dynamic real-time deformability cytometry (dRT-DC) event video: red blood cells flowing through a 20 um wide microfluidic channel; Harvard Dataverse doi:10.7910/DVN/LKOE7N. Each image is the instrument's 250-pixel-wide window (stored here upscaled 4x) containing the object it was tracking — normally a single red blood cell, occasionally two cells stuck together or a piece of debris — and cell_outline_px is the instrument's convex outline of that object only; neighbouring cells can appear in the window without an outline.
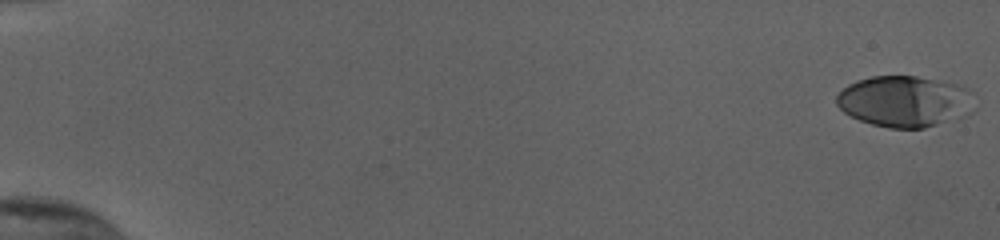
{"species": "human", "species_latin": "Homo sapiens", "temperature_condition": "cold", "stored_images_in_passage": 55, "camera_frame_rate_fps": 3000, "um_per_image_px": 0.085, "donor": {"sex": "female"}, "frame": {"image": 1, "passage_image": 1, "time_ms": 0.0, "image_size_px": [1000, 240], "cell_outline_px": [[976, 108], [968, 116], [956, 120], [924, 128], [888, 128], [872, 124], [860, 120], [844, 112], [836, 104], [836, 96], [848, 84], [856, 80], [872, 76], [916, 76], [956, 84], [968, 88]], "centroid_in_image_um": [76.94, 8.63], "position_along_channel_um": 8.1, "area_um2": 41.5}}
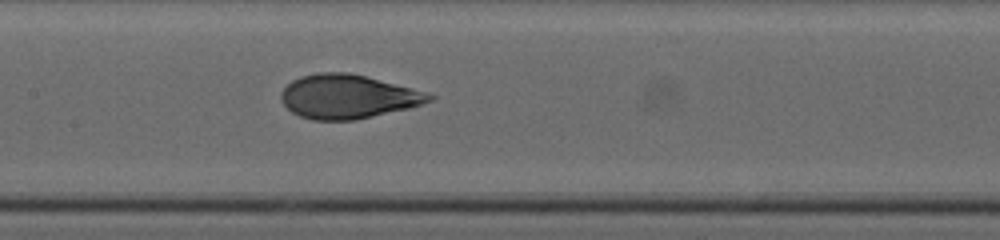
{"frame": {"image": 2, "passage_image": 29, "time_ms": 9.333, "image_size_px": [1000, 240], "cell_outline_px": [[436, 96], [432, 100], [408, 108], [356, 120], [312, 120], [300, 116], [292, 112], [280, 100], [280, 92], [292, 80], [300, 76], [320, 72], [348, 72], [428, 92]], "centroid_in_image_um": [29.54, 8.21], "position_along_channel_um": 177.9, "area_um2": 37.8}}
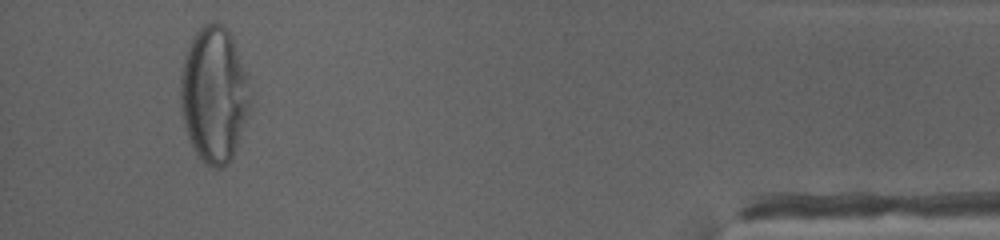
{"frame": {"image": 3, "passage_image": 52, "time_ms": 17.0, "image_size_px": [1000, 240], "cell_outline_px": [[252, 100], [236, 148], [228, 164], [220, 168], [208, 168], [204, 164], [192, 148], [180, 112], [180, 76], [184, 56], [196, 32], [204, 24], [212, 20], [216, 20], [224, 24], [232, 36], [248, 76]], "centroid_in_image_um": [18.19, 8.03], "position_along_channel_um": 417.0, "area_um2": 55.89}, "authors_computed_cell_mechanics": {"area_um2": 37.859, "velocity_mm_per_s": 3.8413, "shape_relaxation_time_tau1_ms": 4.3413, "shape_relaxation_time_tau2_ms": null, "deformation_change_tau1": 0.2207, "deformation_change_tau2": null}}